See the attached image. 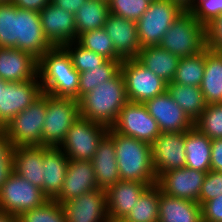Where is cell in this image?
Segmentation results:
<instances>
[{
    "instance_id": "cell-1",
    "label": "cell",
    "mask_w": 222,
    "mask_h": 222,
    "mask_svg": "<svg viewBox=\"0 0 222 222\" xmlns=\"http://www.w3.org/2000/svg\"><path fill=\"white\" fill-rule=\"evenodd\" d=\"M37 75L43 93L79 100L80 73L63 47H53L41 56Z\"/></svg>"
},
{
    "instance_id": "cell-2",
    "label": "cell",
    "mask_w": 222,
    "mask_h": 222,
    "mask_svg": "<svg viewBox=\"0 0 222 222\" xmlns=\"http://www.w3.org/2000/svg\"><path fill=\"white\" fill-rule=\"evenodd\" d=\"M127 102L125 80L121 71L78 100L80 116L107 128L115 124L120 110Z\"/></svg>"
},
{
    "instance_id": "cell-3",
    "label": "cell",
    "mask_w": 222,
    "mask_h": 222,
    "mask_svg": "<svg viewBox=\"0 0 222 222\" xmlns=\"http://www.w3.org/2000/svg\"><path fill=\"white\" fill-rule=\"evenodd\" d=\"M107 135L114 142L120 180L156 184L151 145L112 128H109Z\"/></svg>"
},
{
    "instance_id": "cell-4",
    "label": "cell",
    "mask_w": 222,
    "mask_h": 222,
    "mask_svg": "<svg viewBox=\"0 0 222 222\" xmlns=\"http://www.w3.org/2000/svg\"><path fill=\"white\" fill-rule=\"evenodd\" d=\"M159 46L179 58L199 54L206 48L205 26L189 10H184L166 31Z\"/></svg>"
},
{
    "instance_id": "cell-5",
    "label": "cell",
    "mask_w": 222,
    "mask_h": 222,
    "mask_svg": "<svg viewBox=\"0 0 222 222\" xmlns=\"http://www.w3.org/2000/svg\"><path fill=\"white\" fill-rule=\"evenodd\" d=\"M47 111L42 130V146L59 147L68 129L79 118L78 100L46 93Z\"/></svg>"
},
{
    "instance_id": "cell-6",
    "label": "cell",
    "mask_w": 222,
    "mask_h": 222,
    "mask_svg": "<svg viewBox=\"0 0 222 222\" xmlns=\"http://www.w3.org/2000/svg\"><path fill=\"white\" fill-rule=\"evenodd\" d=\"M47 111L46 93L14 116L2 129L14 146H42V130Z\"/></svg>"
},
{
    "instance_id": "cell-7",
    "label": "cell",
    "mask_w": 222,
    "mask_h": 222,
    "mask_svg": "<svg viewBox=\"0 0 222 222\" xmlns=\"http://www.w3.org/2000/svg\"><path fill=\"white\" fill-rule=\"evenodd\" d=\"M184 9L171 0H152L137 23L141 48L156 46Z\"/></svg>"
},
{
    "instance_id": "cell-8",
    "label": "cell",
    "mask_w": 222,
    "mask_h": 222,
    "mask_svg": "<svg viewBox=\"0 0 222 222\" xmlns=\"http://www.w3.org/2000/svg\"><path fill=\"white\" fill-rule=\"evenodd\" d=\"M109 128L82 116L72 124L59 148L70 160L90 161Z\"/></svg>"
},
{
    "instance_id": "cell-9",
    "label": "cell",
    "mask_w": 222,
    "mask_h": 222,
    "mask_svg": "<svg viewBox=\"0 0 222 222\" xmlns=\"http://www.w3.org/2000/svg\"><path fill=\"white\" fill-rule=\"evenodd\" d=\"M49 200L42 189L12 172L0 189V210L18 217Z\"/></svg>"
},
{
    "instance_id": "cell-10",
    "label": "cell",
    "mask_w": 222,
    "mask_h": 222,
    "mask_svg": "<svg viewBox=\"0 0 222 222\" xmlns=\"http://www.w3.org/2000/svg\"><path fill=\"white\" fill-rule=\"evenodd\" d=\"M121 72L125 80L128 101L144 104L167 91V82L145 68L135 58L123 59Z\"/></svg>"
},
{
    "instance_id": "cell-11",
    "label": "cell",
    "mask_w": 222,
    "mask_h": 222,
    "mask_svg": "<svg viewBox=\"0 0 222 222\" xmlns=\"http://www.w3.org/2000/svg\"><path fill=\"white\" fill-rule=\"evenodd\" d=\"M114 131L151 144L160 134L157 121L143 103L128 101L120 110Z\"/></svg>"
},
{
    "instance_id": "cell-12",
    "label": "cell",
    "mask_w": 222,
    "mask_h": 222,
    "mask_svg": "<svg viewBox=\"0 0 222 222\" xmlns=\"http://www.w3.org/2000/svg\"><path fill=\"white\" fill-rule=\"evenodd\" d=\"M43 94L38 75L29 81L7 82L1 88L0 129Z\"/></svg>"
},
{
    "instance_id": "cell-13",
    "label": "cell",
    "mask_w": 222,
    "mask_h": 222,
    "mask_svg": "<svg viewBox=\"0 0 222 222\" xmlns=\"http://www.w3.org/2000/svg\"><path fill=\"white\" fill-rule=\"evenodd\" d=\"M150 145L156 177L185 167V132L161 133Z\"/></svg>"
},
{
    "instance_id": "cell-14",
    "label": "cell",
    "mask_w": 222,
    "mask_h": 222,
    "mask_svg": "<svg viewBox=\"0 0 222 222\" xmlns=\"http://www.w3.org/2000/svg\"><path fill=\"white\" fill-rule=\"evenodd\" d=\"M207 172L188 167L169 170L157 177L156 185L162 193L198 203L199 194Z\"/></svg>"
},
{
    "instance_id": "cell-15",
    "label": "cell",
    "mask_w": 222,
    "mask_h": 222,
    "mask_svg": "<svg viewBox=\"0 0 222 222\" xmlns=\"http://www.w3.org/2000/svg\"><path fill=\"white\" fill-rule=\"evenodd\" d=\"M66 222H108L106 190L93 191L61 204Z\"/></svg>"
},
{
    "instance_id": "cell-16",
    "label": "cell",
    "mask_w": 222,
    "mask_h": 222,
    "mask_svg": "<svg viewBox=\"0 0 222 222\" xmlns=\"http://www.w3.org/2000/svg\"><path fill=\"white\" fill-rule=\"evenodd\" d=\"M44 36L53 47L77 41L75 15L51 2L39 12Z\"/></svg>"
},
{
    "instance_id": "cell-17",
    "label": "cell",
    "mask_w": 222,
    "mask_h": 222,
    "mask_svg": "<svg viewBox=\"0 0 222 222\" xmlns=\"http://www.w3.org/2000/svg\"><path fill=\"white\" fill-rule=\"evenodd\" d=\"M148 113L157 121L161 133L186 132L194 122L166 91L144 103Z\"/></svg>"
},
{
    "instance_id": "cell-18",
    "label": "cell",
    "mask_w": 222,
    "mask_h": 222,
    "mask_svg": "<svg viewBox=\"0 0 222 222\" xmlns=\"http://www.w3.org/2000/svg\"><path fill=\"white\" fill-rule=\"evenodd\" d=\"M53 46L44 36L40 14L17 7V49L39 60Z\"/></svg>"
},
{
    "instance_id": "cell-19",
    "label": "cell",
    "mask_w": 222,
    "mask_h": 222,
    "mask_svg": "<svg viewBox=\"0 0 222 222\" xmlns=\"http://www.w3.org/2000/svg\"><path fill=\"white\" fill-rule=\"evenodd\" d=\"M97 188L91 161L69 160L62 190L54 200L62 204Z\"/></svg>"
},
{
    "instance_id": "cell-20",
    "label": "cell",
    "mask_w": 222,
    "mask_h": 222,
    "mask_svg": "<svg viewBox=\"0 0 222 222\" xmlns=\"http://www.w3.org/2000/svg\"><path fill=\"white\" fill-rule=\"evenodd\" d=\"M103 28L112 39L116 53L122 59L137 57L141 45L135 21L110 13Z\"/></svg>"
},
{
    "instance_id": "cell-21",
    "label": "cell",
    "mask_w": 222,
    "mask_h": 222,
    "mask_svg": "<svg viewBox=\"0 0 222 222\" xmlns=\"http://www.w3.org/2000/svg\"><path fill=\"white\" fill-rule=\"evenodd\" d=\"M151 185L137 181L120 180L106 189L109 219L125 218L142 193Z\"/></svg>"
},
{
    "instance_id": "cell-22",
    "label": "cell",
    "mask_w": 222,
    "mask_h": 222,
    "mask_svg": "<svg viewBox=\"0 0 222 222\" xmlns=\"http://www.w3.org/2000/svg\"><path fill=\"white\" fill-rule=\"evenodd\" d=\"M38 60L17 48H0V78L7 82L29 81L37 76Z\"/></svg>"
},
{
    "instance_id": "cell-23",
    "label": "cell",
    "mask_w": 222,
    "mask_h": 222,
    "mask_svg": "<svg viewBox=\"0 0 222 222\" xmlns=\"http://www.w3.org/2000/svg\"><path fill=\"white\" fill-rule=\"evenodd\" d=\"M43 182L44 195L54 200L61 192L69 158L59 147L44 146Z\"/></svg>"
},
{
    "instance_id": "cell-24",
    "label": "cell",
    "mask_w": 222,
    "mask_h": 222,
    "mask_svg": "<svg viewBox=\"0 0 222 222\" xmlns=\"http://www.w3.org/2000/svg\"><path fill=\"white\" fill-rule=\"evenodd\" d=\"M44 146H16L13 152V172L42 189Z\"/></svg>"
},
{
    "instance_id": "cell-25",
    "label": "cell",
    "mask_w": 222,
    "mask_h": 222,
    "mask_svg": "<svg viewBox=\"0 0 222 222\" xmlns=\"http://www.w3.org/2000/svg\"><path fill=\"white\" fill-rule=\"evenodd\" d=\"M90 161L99 188L106 190L109 186L120 181L114 142L108 135L99 143L98 149Z\"/></svg>"
},
{
    "instance_id": "cell-26",
    "label": "cell",
    "mask_w": 222,
    "mask_h": 222,
    "mask_svg": "<svg viewBox=\"0 0 222 222\" xmlns=\"http://www.w3.org/2000/svg\"><path fill=\"white\" fill-rule=\"evenodd\" d=\"M158 222H202L199 203L160 193Z\"/></svg>"
},
{
    "instance_id": "cell-27",
    "label": "cell",
    "mask_w": 222,
    "mask_h": 222,
    "mask_svg": "<svg viewBox=\"0 0 222 222\" xmlns=\"http://www.w3.org/2000/svg\"><path fill=\"white\" fill-rule=\"evenodd\" d=\"M135 59L165 82L170 83L174 79L180 58L156 45L141 48Z\"/></svg>"
},
{
    "instance_id": "cell-28",
    "label": "cell",
    "mask_w": 222,
    "mask_h": 222,
    "mask_svg": "<svg viewBox=\"0 0 222 222\" xmlns=\"http://www.w3.org/2000/svg\"><path fill=\"white\" fill-rule=\"evenodd\" d=\"M211 142L195 127L185 132L186 164L190 169L203 172L211 170Z\"/></svg>"
},
{
    "instance_id": "cell-29",
    "label": "cell",
    "mask_w": 222,
    "mask_h": 222,
    "mask_svg": "<svg viewBox=\"0 0 222 222\" xmlns=\"http://www.w3.org/2000/svg\"><path fill=\"white\" fill-rule=\"evenodd\" d=\"M201 91L207 104L222 103V53L205 48V70Z\"/></svg>"
},
{
    "instance_id": "cell-30",
    "label": "cell",
    "mask_w": 222,
    "mask_h": 222,
    "mask_svg": "<svg viewBox=\"0 0 222 222\" xmlns=\"http://www.w3.org/2000/svg\"><path fill=\"white\" fill-rule=\"evenodd\" d=\"M167 92L193 122L207 106L200 87L170 82L167 83Z\"/></svg>"
},
{
    "instance_id": "cell-31",
    "label": "cell",
    "mask_w": 222,
    "mask_h": 222,
    "mask_svg": "<svg viewBox=\"0 0 222 222\" xmlns=\"http://www.w3.org/2000/svg\"><path fill=\"white\" fill-rule=\"evenodd\" d=\"M109 14L107 2L87 0L75 14L77 36L89 30L103 28Z\"/></svg>"
},
{
    "instance_id": "cell-32",
    "label": "cell",
    "mask_w": 222,
    "mask_h": 222,
    "mask_svg": "<svg viewBox=\"0 0 222 222\" xmlns=\"http://www.w3.org/2000/svg\"><path fill=\"white\" fill-rule=\"evenodd\" d=\"M160 193L156 184L149 186L124 219L129 222H158Z\"/></svg>"
},
{
    "instance_id": "cell-33",
    "label": "cell",
    "mask_w": 222,
    "mask_h": 222,
    "mask_svg": "<svg viewBox=\"0 0 222 222\" xmlns=\"http://www.w3.org/2000/svg\"><path fill=\"white\" fill-rule=\"evenodd\" d=\"M205 70V49L199 54L179 59L173 83L200 87Z\"/></svg>"
},
{
    "instance_id": "cell-34",
    "label": "cell",
    "mask_w": 222,
    "mask_h": 222,
    "mask_svg": "<svg viewBox=\"0 0 222 222\" xmlns=\"http://www.w3.org/2000/svg\"><path fill=\"white\" fill-rule=\"evenodd\" d=\"M122 61L107 60L102 67L90 68L89 71L81 72L79 79V99L92 91L103 82L114 78L121 71Z\"/></svg>"
},
{
    "instance_id": "cell-35",
    "label": "cell",
    "mask_w": 222,
    "mask_h": 222,
    "mask_svg": "<svg viewBox=\"0 0 222 222\" xmlns=\"http://www.w3.org/2000/svg\"><path fill=\"white\" fill-rule=\"evenodd\" d=\"M77 42L84 48L103 56L107 60L123 61L116 53L112 39L104 28L83 32L78 36Z\"/></svg>"
},
{
    "instance_id": "cell-36",
    "label": "cell",
    "mask_w": 222,
    "mask_h": 222,
    "mask_svg": "<svg viewBox=\"0 0 222 222\" xmlns=\"http://www.w3.org/2000/svg\"><path fill=\"white\" fill-rule=\"evenodd\" d=\"M0 48H17V6L0 2Z\"/></svg>"
},
{
    "instance_id": "cell-37",
    "label": "cell",
    "mask_w": 222,
    "mask_h": 222,
    "mask_svg": "<svg viewBox=\"0 0 222 222\" xmlns=\"http://www.w3.org/2000/svg\"><path fill=\"white\" fill-rule=\"evenodd\" d=\"M194 127L211 140L222 139V103L207 104Z\"/></svg>"
},
{
    "instance_id": "cell-38",
    "label": "cell",
    "mask_w": 222,
    "mask_h": 222,
    "mask_svg": "<svg viewBox=\"0 0 222 222\" xmlns=\"http://www.w3.org/2000/svg\"><path fill=\"white\" fill-rule=\"evenodd\" d=\"M71 57L74 68L79 72L89 71L90 68L102 67L106 58L81 46L77 41L63 46Z\"/></svg>"
},
{
    "instance_id": "cell-39",
    "label": "cell",
    "mask_w": 222,
    "mask_h": 222,
    "mask_svg": "<svg viewBox=\"0 0 222 222\" xmlns=\"http://www.w3.org/2000/svg\"><path fill=\"white\" fill-rule=\"evenodd\" d=\"M19 222H66L62 206L55 200H47L43 205L26 211L19 216Z\"/></svg>"
},
{
    "instance_id": "cell-40",
    "label": "cell",
    "mask_w": 222,
    "mask_h": 222,
    "mask_svg": "<svg viewBox=\"0 0 222 222\" xmlns=\"http://www.w3.org/2000/svg\"><path fill=\"white\" fill-rule=\"evenodd\" d=\"M152 0H110V13L137 22Z\"/></svg>"
},
{
    "instance_id": "cell-41",
    "label": "cell",
    "mask_w": 222,
    "mask_h": 222,
    "mask_svg": "<svg viewBox=\"0 0 222 222\" xmlns=\"http://www.w3.org/2000/svg\"><path fill=\"white\" fill-rule=\"evenodd\" d=\"M189 11L200 24L205 26L222 14V0H196Z\"/></svg>"
},
{
    "instance_id": "cell-42",
    "label": "cell",
    "mask_w": 222,
    "mask_h": 222,
    "mask_svg": "<svg viewBox=\"0 0 222 222\" xmlns=\"http://www.w3.org/2000/svg\"><path fill=\"white\" fill-rule=\"evenodd\" d=\"M14 144L0 129V189L13 172Z\"/></svg>"
},
{
    "instance_id": "cell-43",
    "label": "cell",
    "mask_w": 222,
    "mask_h": 222,
    "mask_svg": "<svg viewBox=\"0 0 222 222\" xmlns=\"http://www.w3.org/2000/svg\"><path fill=\"white\" fill-rule=\"evenodd\" d=\"M219 195H222V172L210 170L204 178L198 203L202 206L206 201Z\"/></svg>"
},
{
    "instance_id": "cell-44",
    "label": "cell",
    "mask_w": 222,
    "mask_h": 222,
    "mask_svg": "<svg viewBox=\"0 0 222 222\" xmlns=\"http://www.w3.org/2000/svg\"><path fill=\"white\" fill-rule=\"evenodd\" d=\"M206 47L222 53V14L205 25Z\"/></svg>"
},
{
    "instance_id": "cell-45",
    "label": "cell",
    "mask_w": 222,
    "mask_h": 222,
    "mask_svg": "<svg viewBox=\"0 0 222 222\" xmlns=\"http://www.w3.org/2000/svg\"><path fill=\"white\" fill-rule=\"evenodd\" d=\"M201 207L202 222H222V195L206 201Z\"/></svg>"
},
{
    "instance_id": "cell-46",
    "label": "cell",
    "mask_w": 222,
    "mask_h": 222,
    "mask_svg": "<svg viewBox=\"0 0 222 222\" xmlns=\"http://www.w3.org/2000/svg\"><path fill=\"white\" fill-rule=\"evenodd\" d=\"M211 170L222 172V139L211 142Z\"/></svg>"
},
{
    "instance_id": "cell-47",
    "label": "cell",
    "mask_w": 222,
    "mask_h": 222,
    "mask_svg": "<svg viewBox=\"0 0 222 222\" xmlns=\"http://www.w3.org/2000/svg\"><path fill=\"white\" fill-rule=\"evenodd\" d=\"M11 2L20 9L40 12L51 0H11Z\"/></svg>"
},
{
    "instance_id": "cell-48",
    "label": "cell",
    "mask_w": 222,
    "mask_h": 222,
    "mask_svg": "<svg viewBox=\"0 0 222 222\" xmlns=\"http://www.w3.org/2000/svg\"><path fill=\"white\" fill-rule=\"evenodd\" d=\"M86 1L87 0H51V3L75 15Z\"/></svg>"
},
{
    "instance_id": "cell-49",
    "label": "cell",
    "mask_w": 222,
    "mask_h": 222,
    "mask_svg": "<svg viewBox=\"0 0 222 222\" xmlns=\"http://www.w3.org/2000/svg\"><path fill=\"white\" fill-rule=\"evenodd\" d=\"M0 222H19V217L7 211L0 210Z\"/></svg>"
},
{
    "instance_id": "cell-50",
    "label": "cell",
    "mask_w": 222,
    "mask_h": 222,
    "mask_svg": "<svg viewBox=\"0 0 222 222\" xmlns=\"http://www.w3.org/2000/svg\"><path fill=\"white\" fill-rule=\"evenodd\" d=\"M181 6L184 10H189L196 0H171Z\"/></svg>"
},
{
    "instance_id": "cell-51",
    "label": "cell",
    "mask_w": 222,
    "mask_h": 222,
    "mask_svg": "<svg viewBox=\"0 0 222 222\" xmlns=\"http://www.w3.org/2000/svg\"><path fill=\"white\" fill-rule=\"evenodd\" d=\"M108 222H129L124 218L109 219Z\"/></svg>"
},
{
    "instance_id": "cell-52",
    "label": "cell",
    "mask_w": 222,
    "mask_h": 222,
    "mask_svg": "<svg viewBox=\"0 0 222 222\" xmlns=\"http://www.w3.org/2000/svg\"><path fill=\"white\" fill-rule=\"evenodd\" d=\"M6 83L7 81H4L3 79L0 78V97H1V88H3Z\"/></svg>"
},
{
    "instance_id": "cell-53",
    "label": "cell",
    "mask_w": 222,
    "mask_h": 222,
    "mask_svg": "<svg viewBox=\"0 0 222 222\" xmlns=\"http://www.w3.org/2000/svg\"><path fill=\"white\" fill-rule=\"evenodd\" d=\"M11 0H0V2H10Z\"/></svg>"
},
{
    "instance_id": "cell-54",
    "label": "cell",
    "mask_w": 222,
    "mask_h": 222,
    "mask_svg": "<svg viewBox=\"0 0 222 222\" xmlns=\"http://www.w3.org/2000/svg\"><path fill=\"white\" fill-rule=\"evenodd\" d=\"M100 1H103V2H107V3H108L110 0H100Z\"/></svg>"
}]
</instances>
